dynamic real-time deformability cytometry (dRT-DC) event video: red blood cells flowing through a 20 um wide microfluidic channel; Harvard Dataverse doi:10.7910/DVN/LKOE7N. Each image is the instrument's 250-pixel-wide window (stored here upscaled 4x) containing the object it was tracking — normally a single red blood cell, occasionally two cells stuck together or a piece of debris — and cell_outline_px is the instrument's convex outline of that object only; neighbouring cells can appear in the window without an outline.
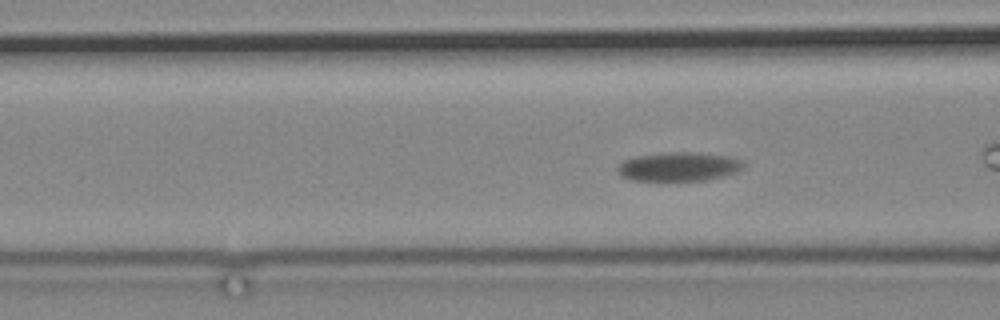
{"species": "common noctule bat (a hibernating species)", "species_latin": "Nyctalus noctula", "temperature_condition": "cold", "stored_images_in_passage": 7, "camera_frame_rate_fps": 3000, "um_per_image_px": 0.085, "animal": {"sex": "male", "body_mass_g": 19.2, "forearm_length_mm": 51.8}, "frame": {"image": 1, "passage_image": 7, "time_ms": 7.333, "image_size_px": [1000, 320], "cell_outline_px": [[744, 168], [736, 172], [724, 176], [704, 180], [676, 184], [632, 180], [620, 176], [616, 168], [624, 160], [636, 156], [668, 152], [700, 152], [728, 156], [740, 160], [744, 164]], "centroid_in_image_um": [57.66, 14.21], "position_along_channel_um": 108.9, "area_um2": 22.25}}